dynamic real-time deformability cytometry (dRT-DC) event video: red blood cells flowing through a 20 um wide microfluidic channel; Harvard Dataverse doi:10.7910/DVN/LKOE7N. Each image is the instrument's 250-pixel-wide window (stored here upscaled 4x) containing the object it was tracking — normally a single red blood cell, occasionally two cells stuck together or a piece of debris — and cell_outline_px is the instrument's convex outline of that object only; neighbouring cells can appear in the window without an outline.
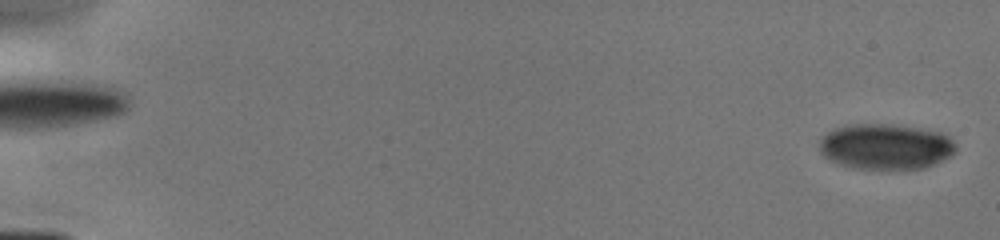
{"species": "human", "species_latin": "Homo sapiens", "temperature_condition": "cold", "stored_images_in_passage": 7, "segment_of_instrument_passage": [2, 2], "camera_frame_rate_fps": 3000, "um_per_image_px": 0.085, "donor": {"sex": "male"}, "frame": {"image": 1, "passage_image": 7, "time_ms": 5.0, "image_size_px": [1000, 240], "cell_outline_px": [[956, 152], [952, 156], [936, 164], [924, 168], [852, 168], [840, 164], [824, 156], [820, 152], [820, 136], [836, 128], [848, 124], [892, 124], [920, 128], [940, 132], [948, 136], [956, 144]], "centroid_in_image_um": [75.31, 12.45], "position_along_channel_um": 9.7, "area_um2": 36.36}}